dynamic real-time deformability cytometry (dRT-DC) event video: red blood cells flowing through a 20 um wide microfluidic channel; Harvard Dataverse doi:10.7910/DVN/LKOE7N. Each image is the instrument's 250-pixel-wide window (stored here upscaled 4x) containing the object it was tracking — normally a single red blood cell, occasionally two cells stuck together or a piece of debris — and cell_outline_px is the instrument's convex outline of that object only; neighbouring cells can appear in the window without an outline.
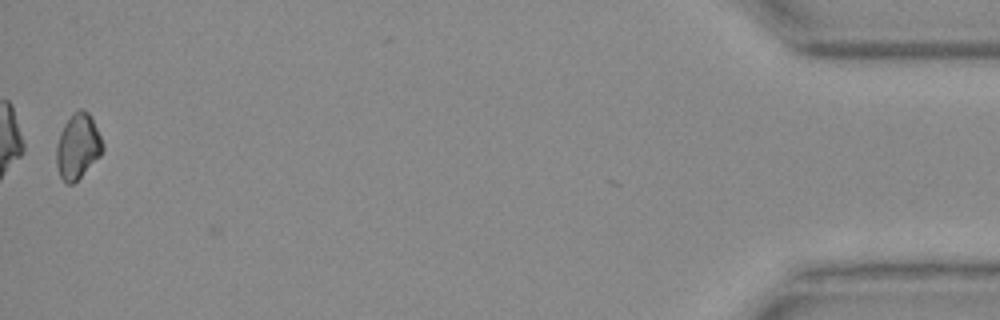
{"species": "Egyptian fruit bat (a non-hibernating species)", "species_latin": "Rousettus aegyptiacus", "temperature_condition": "warm", "stored_images_in_passage": 38, "camera_frame_rate_fps": 3000, "um_per_image_px": 0.085, "animal": {"sex": "female"}, "frame": {"image": 1, "passage_image": 38, "time_ms": 12.333, "image_size_px": [1000, 320], "cell_outline_px": [[104, 148], [100, 156], [72, 184], [68, 184], [60, 176], [56, 164], [56, 144], [60, 132], [64, 124], [72, 112], [80, 108], [88, 112], [92, 116], [104, 144]], "centroid_in_image_um": [6.61, 12.39], "position_along_channel_um": 428.6, "area_um2": 17.63}}